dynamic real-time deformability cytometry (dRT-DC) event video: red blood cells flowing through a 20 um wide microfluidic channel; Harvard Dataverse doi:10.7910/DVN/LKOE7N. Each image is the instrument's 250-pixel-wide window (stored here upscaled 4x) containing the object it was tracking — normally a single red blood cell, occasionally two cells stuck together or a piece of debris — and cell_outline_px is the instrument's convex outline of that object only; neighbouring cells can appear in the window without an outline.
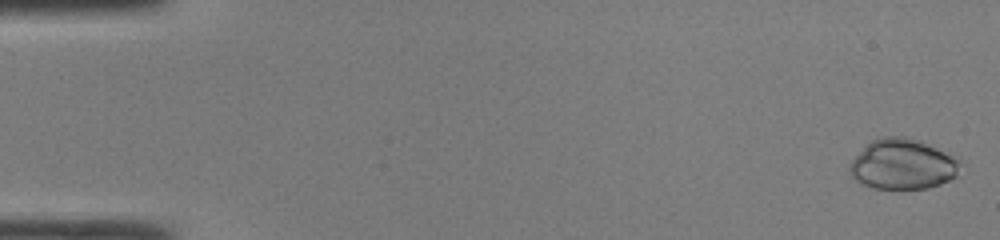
{"species": "common noctule bat (a hibernating species)", "species_latin": "Nyctalus noctula", "temperature_condition": "room temperature", "stored_images_in_passage": 47, "camera_frame_rate_fps": 3000, "um_per_image_px": 0.085, "animal": {"sex": "male", "body_mass_g": 19.0, "forearm_length_mm": 50.8}, "frame": {"image": 1, "passage_image": 1, "time_ms": 0.0, "image_size_px": [1000, 240], "cell_outline_px": [[960, 160], [956, 176], [940, 184], [928, 188], [872, 188], [856, 180], [852, 176], [848, 168], [848, 164], [872, 140], [884, 136], [904, 136], [920, 140], [960, 156]], "centroid_in_image_um": [76.77, 13.94], "position_along_channel_um": 8.2, "area_um2": 32.54}}